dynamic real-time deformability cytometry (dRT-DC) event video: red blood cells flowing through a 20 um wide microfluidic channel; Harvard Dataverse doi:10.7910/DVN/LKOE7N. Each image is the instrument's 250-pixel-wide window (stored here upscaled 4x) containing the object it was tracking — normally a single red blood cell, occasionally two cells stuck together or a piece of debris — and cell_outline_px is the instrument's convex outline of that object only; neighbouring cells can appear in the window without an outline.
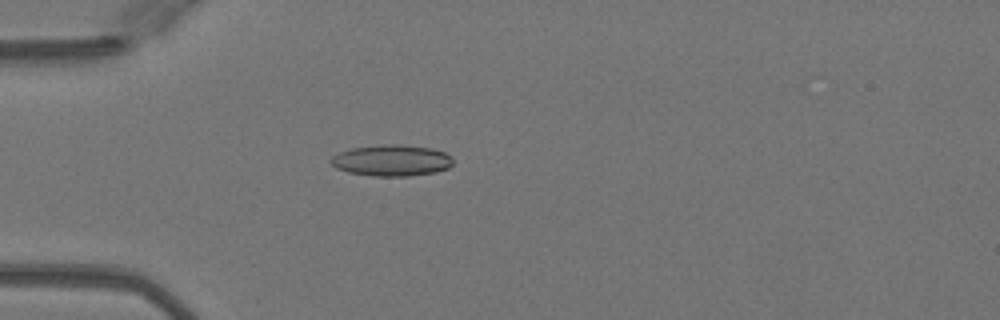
{"species": "Egyptian fruit bat (a non-hibernating species)", "species_latin": "Rousettus aegyptiacus", "temperature_condition": "warm", "stored_images_in_passage": 47, "camera_frame_rate_fps": 3000, "um_per_image_px": 0.085, "animal": {"sex": "female"}, "frame": {"image": 1, "passage_image": 12, "time_ms": 3.667, "image_size_px": [1000, 320], "cell_outline_px": [[452, 164], [448, 168], [436, 172], [408, 176], [372, 176], [348, 172], [336, 168], [328, 160], [332, 156], [340, 152], [352, 148], [380, 144], [400, 144], [432, 148], [444, 152], [452, 160]], "centroid_in_image_um": [33.26, 13.63], "position_along_channel_um": 51.7, "area_um2": 22.31}}
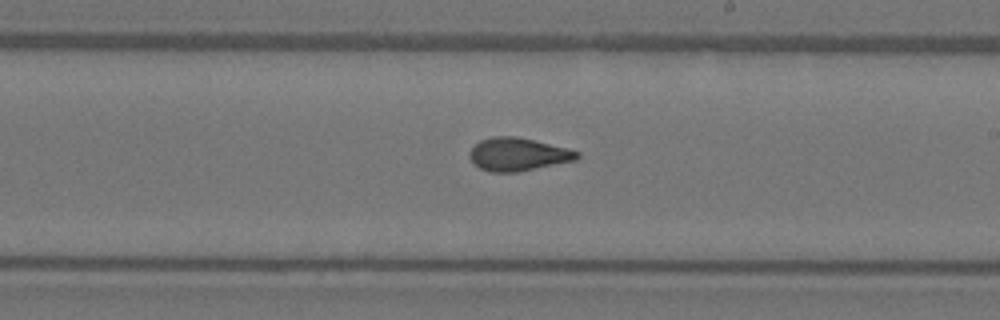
{"frame": {"image": 2, "passage_image": 27, "time_ms": 8.667, "image_size_px": [1000, 320], "cell_outline_px": [[580, 156], [576, 160], [516, 172], [492, 172], [480, 168], [468, 156], [468, 152], [480, 140], [492, 136], [516, 136], [568, 148], [580, 152]], "centroid_in_image_um": [44.03, 13.11], "position_along_channel_um": 245.0, "area_um2": 20.58}}
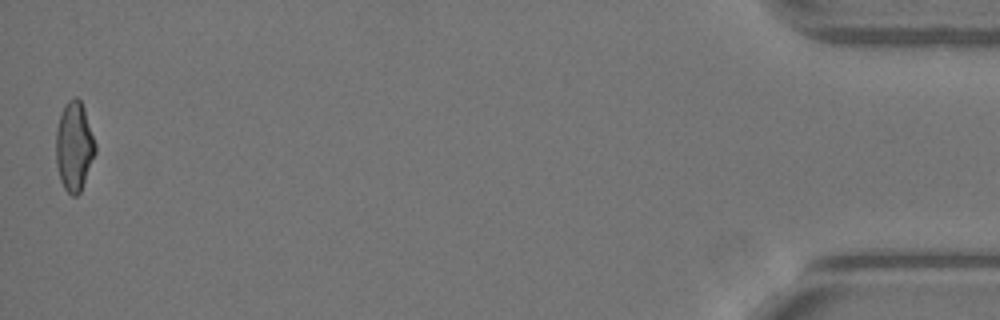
{"frame": {"image": 3, "passage_image": 47, "time_ms": 15.333, "image_size_px": [1000, 320], "cell_outline_px": [[96, 152], [80, 192], [76, 196], [72, 196], [64, 188], [60, 180], [56, 164], [56, 132], [60, 116], [64, 104], [68, 100], [76, 96], [80, 100], [84, 108], [96, 144]], "centroid_in_image_um": [6.3, 12.44], "position_along_channel_um": 428.9, "area_um2": 20.4}, "authors_computed_cell_mechanics": {"area_um2": 20.5768, "velocity_mm_per_s": 4.0996, "shape_relaxation_time_tau1_ms": 7.7027, "shape_relaxation_time_tau2_ms": 1.7331, "deformation_change_tau1": 0.2278, "deformation_change_tau2": 0.0813}}